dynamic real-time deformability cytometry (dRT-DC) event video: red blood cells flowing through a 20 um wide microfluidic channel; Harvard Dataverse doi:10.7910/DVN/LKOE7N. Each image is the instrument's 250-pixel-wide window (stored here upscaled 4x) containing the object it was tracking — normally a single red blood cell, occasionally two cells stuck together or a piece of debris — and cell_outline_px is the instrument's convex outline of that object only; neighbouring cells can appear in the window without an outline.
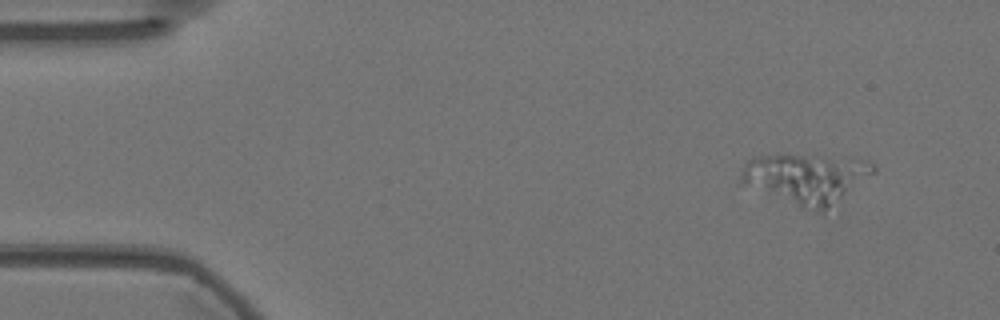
{"species": "Egyptian fruit bat (a non-hibernating species)", "species_latin": "Rousettus aegyptiacus", "temperature_condition": "warm", "stored_images_in_passage": 3, "camera_frame_rate_fps": 3000, "um_per_image_px": 0.085, "animal": {"sex": "female"}, "frame": {"image": 1, "passage_image": 2, "time_ms": 0.333, "image_size_px": [1000, 320], "cell_outline_px": [[848, 188], [824, 212], [804, 208], [740, 184], [740, 172], [748, 160], [752, 156], [800, 156], [824, 160], [832, 164], [836, 168]], "centroid_in_image_um": [67.57, 15.32], "position_along_channel_um": 17.4, "area_um2": 30.4}}